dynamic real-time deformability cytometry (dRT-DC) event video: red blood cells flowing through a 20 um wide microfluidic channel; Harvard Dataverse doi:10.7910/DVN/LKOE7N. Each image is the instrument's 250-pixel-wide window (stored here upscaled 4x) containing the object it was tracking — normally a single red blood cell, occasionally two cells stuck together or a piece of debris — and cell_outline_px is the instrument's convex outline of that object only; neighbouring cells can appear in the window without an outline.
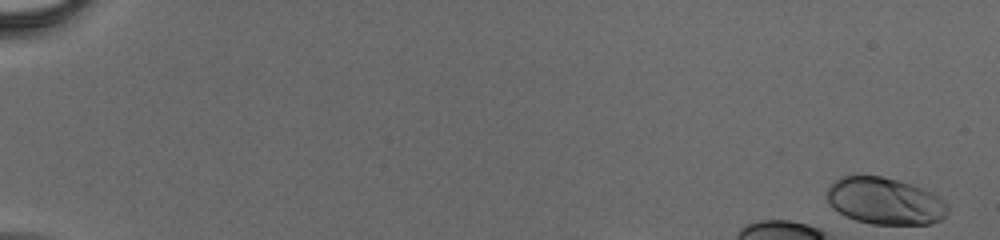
{"species": "human", "species_latin": "Homo sapiens", "temperature_condition": "cold", "stored_images_in_passage": 1, "camera_frame_rate_fps": 3000, "um_per_image_px": 0.085, "donor": {"sex": "male"}, "frame": {"image": 1, "passage_image": 1, "time_ms": 0.0, "image_size_px": [1000, 240], "cell_outline_px": [[948, 212], [940, 220], [928, 224], [872, 224], [856, 220], [832, 208], [828, 200], [828, 188], [836, 180], [844, 176], [880, 176], [896, 180], [924, 188], [932, 192], [948, 208]], "centroid_in_image_um": [75.21, 17.1], "position_along_channel_um": 9.8, "area_um2": 32.43}}